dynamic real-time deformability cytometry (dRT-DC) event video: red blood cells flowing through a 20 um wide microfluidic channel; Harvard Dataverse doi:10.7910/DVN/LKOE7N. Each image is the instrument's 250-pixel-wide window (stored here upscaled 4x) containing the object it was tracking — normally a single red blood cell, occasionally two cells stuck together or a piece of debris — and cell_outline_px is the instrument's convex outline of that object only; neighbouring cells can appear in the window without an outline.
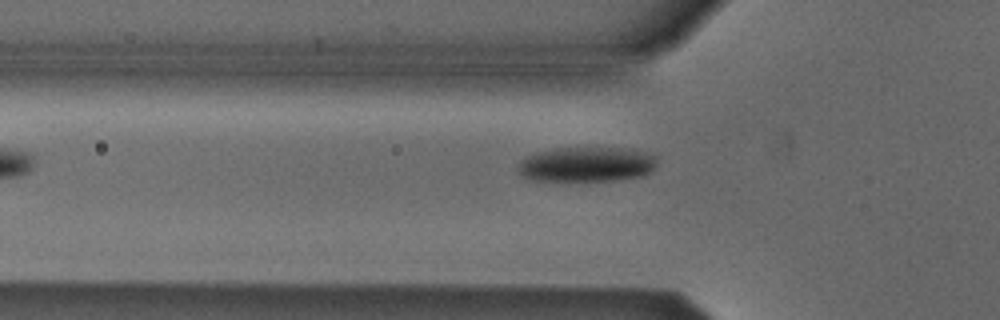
{"species": "Egyptian fruit bat (a non-hibernating species)", "species_latin": "Rousettus aegyptiacus", "temperature_condition": "cold", "stored_images_in_passage": 5, "camera_frame_rate_fps": 3000, "um_per_image_px": 0.085, "animal": {"sex": "male"}, "frame": {"image": 1, "passage_image": 5, "time_ms": 5.667, "image_size_px": [1000, 320], "cell_outline_px": [[656, 164], [644, 176], [616, 180], [524, 180], [516, 168], [520, 160], [536, 152], [576, 144], [620, 148], [644, 152], [656, 156]], "centroid_in_image_um": [49.79, 13.93], "position_along_channel_um": 76.0, "area_um2": 29.13}}